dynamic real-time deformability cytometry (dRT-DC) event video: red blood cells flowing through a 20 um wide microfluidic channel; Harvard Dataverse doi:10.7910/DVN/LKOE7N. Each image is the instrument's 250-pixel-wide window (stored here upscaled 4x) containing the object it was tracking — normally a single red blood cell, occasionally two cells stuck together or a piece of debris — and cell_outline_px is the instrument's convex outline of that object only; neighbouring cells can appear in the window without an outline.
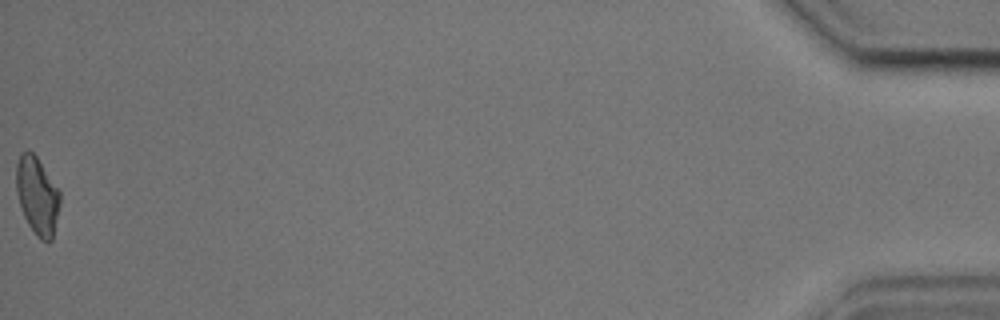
{"species": "common noctule bat (a hibernating species)", "species_latin": "Nyctalus noctula", "temperature_condition": "cold", "stored_images_in_passage": 40, "camera_frame_rate_fps": 3000, "um_per_image_px": 0.085, "animal": {"sex": "male", "body_mass_g": 17.9, "forearm_length_mm": 54.2}, "frame": {"image": 1, "passage_image": 40, "time_ms": 13.0, "image_size_px": [1000, 320], "cell_outline_px": [[60, 204], [52, 240], [48, 244], [40, 240], [36, 236], [28, 224], [24, 216], [16, 192], [16, 164], [20, 152], [28, 148], [36, 156], [60, 192]], "centroid_in_image_um": [3.15, 16.64], "position_along_channel_um": 432.0, "area_um2": 19.94}, "authors_computed_cell_mechanics": {"area_um2": 20.23, "velocity_mm_per_s": 3.6503, "shape_relaxation_time_tau1_ms": 5.6246, "shape_relaxation_time_tau2_ms": 2.9101, "deformation_change_tau1": 0.1389, "deformation_change_tau2": 0.0901}}